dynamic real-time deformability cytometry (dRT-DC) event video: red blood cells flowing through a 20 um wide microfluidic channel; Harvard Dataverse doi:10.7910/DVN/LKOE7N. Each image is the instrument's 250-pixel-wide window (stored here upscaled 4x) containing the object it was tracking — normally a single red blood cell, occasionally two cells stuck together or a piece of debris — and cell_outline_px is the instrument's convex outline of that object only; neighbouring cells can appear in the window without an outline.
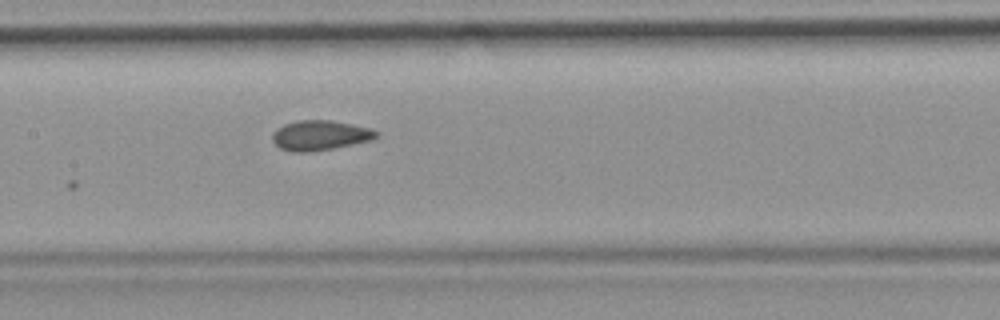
{"species": "common noctule bat (a hibernating species)", "species_latin": "Nyctalus noctula", "temperature_condition": "room temperature", "stored_images_in_passage": 4, "camera_frame_rate_fps": 3000, "um_per_image_px": 0.085, "animal": {"sex": "female", "body_mass_g": 19.9}, "frame": {"image": 1, "passage_image": 4, "time_ms": 1.0, "image_size_px": [1000, 320], "cell_outline_px": [[380, 136], [372, 140], [312, 152], [292, 152], [280, 148], [272, 140], [272, 136], [276, 128], [284, 124], [296, 120], [332, 120], [352, 124], [368, 128], [380, 132]], "centroid_in_image_um": [27.2, 11.5], "position_along_channel_um": 180.2, "area_um2": 18.21}}